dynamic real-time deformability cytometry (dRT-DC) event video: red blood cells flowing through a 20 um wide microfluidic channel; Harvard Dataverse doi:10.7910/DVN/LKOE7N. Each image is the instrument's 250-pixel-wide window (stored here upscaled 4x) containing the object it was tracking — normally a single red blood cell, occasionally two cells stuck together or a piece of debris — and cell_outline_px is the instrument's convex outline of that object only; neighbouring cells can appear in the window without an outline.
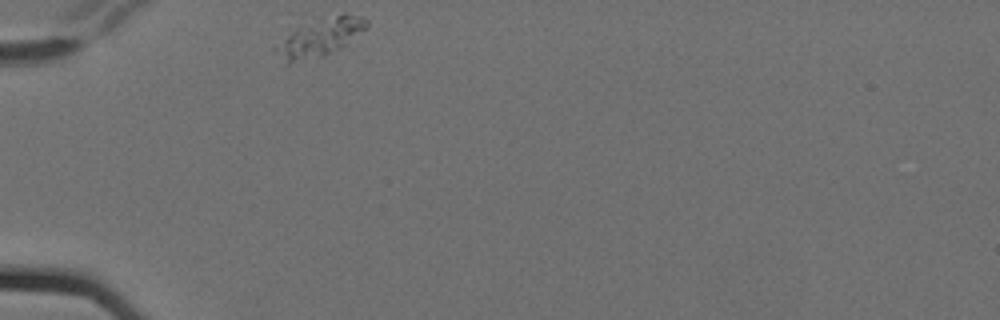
{"species": "Egyptian fruit bat (a non-hibernating species)", "species_latin": "Rousettus aegyptiacus", "temperature_condition": "cold", "stored_images_in_passage": 5, "camera_frame_rate_fps": 3000, "um_per_image_px": 0.085, "animal": {"sex": "female"}, "frame": {"image": 1, "passage_image": 1, "time_ms": 0.0, "image_size_px": [1000, 320], "cell_outline_px": [[368, 28], [344, 48], [324, 56], [288, 64], [284, 64], [272, 48], [272, 44], [296, 28], [344, 12], [360, 16], [368, 20]], "centroid_in_image_um": [27.19, 3.22], "position_along_channel_um": 57.8, "area_um2": 20.58}}
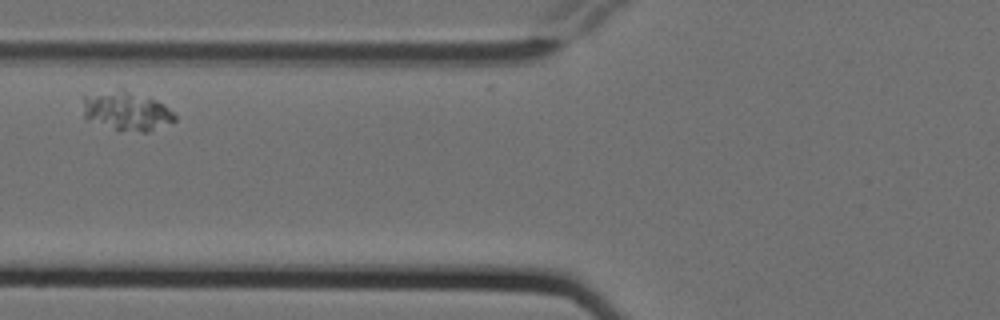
{"frame": {"image": 2, "passage_image": 3, "time_ms": 0.667, "image_size_px": [1000, 320], "cell_outline_px": [[176, 120], [172, 124], [148, 132], [140, 132], [116, 128], [88, 120], [84, 116], [84, 96], [120, 84], [156, 100], [164, 104], [176, 116]], "centroid_in_image_um": [10.79, 9.35], "position_along_channel_um": 115.0, "area_um2": 21.62}}
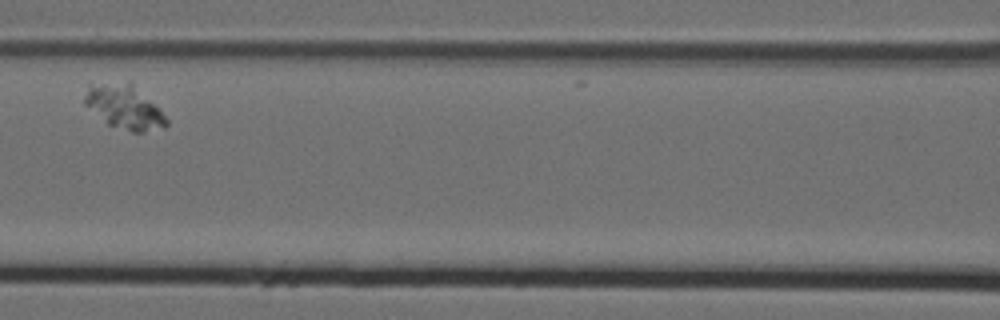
{"frame": {"image": 3, "passage_image": 4, "time_ms": 1.0, "image_size_px": [1000, 320], "cell_outline_px": [[168, 124], [164, 128], [144, 132], [132, 132], [108, 124], [84, 104], [84, 96], [88, 84], [128, 80], [132, 80], [168, 120]], "centroid_in_image_um": [10.56, 9.04], "position_along_channel_um": 156.0, "area_um2": 21.21}}